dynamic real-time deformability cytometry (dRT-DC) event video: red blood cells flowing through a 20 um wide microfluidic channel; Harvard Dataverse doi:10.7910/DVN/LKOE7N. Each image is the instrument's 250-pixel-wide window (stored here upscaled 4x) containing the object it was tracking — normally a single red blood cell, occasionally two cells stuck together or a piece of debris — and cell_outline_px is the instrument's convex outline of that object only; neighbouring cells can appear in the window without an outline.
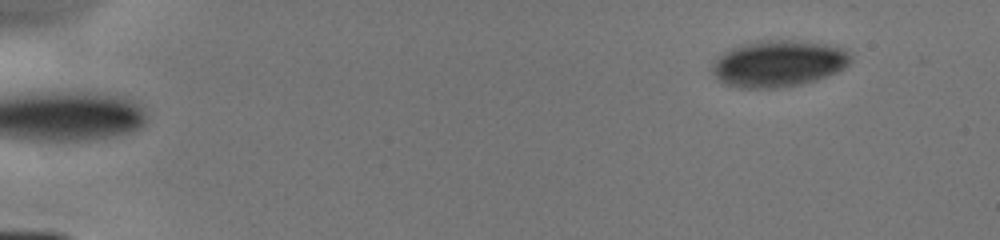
{"species": "human", "species_latin": "Homo sapiens", "temperature_condition": "cold", "stored_images_in_passage": 7, "segment_of_instrument_passage": [2, 2], "camera_frame_rate_fps": 3000, "um_per_image_px": 0.085, "donor": {"sex": "male"}, "frame": {"image": 1, "passage_image": 7, "time_ms": 6.333, "image_size_px": [1000, 240], "cell_outline_px": [[852, 60], [844, 68], [836, 72], [816, 80], [800, 84], [776, 88], [740, 88], [724, 84], [712, 72], [712, 68], [716, 60], [724, 52], [732, 48], [744, 44], [760, 40], [788, 40], [824, 44], [844, 48], [852, 56]], "centroid_in_image_um": [66.19, 5.41], "position_along_channel_um": 18.8, "area_um2": 37.22}}